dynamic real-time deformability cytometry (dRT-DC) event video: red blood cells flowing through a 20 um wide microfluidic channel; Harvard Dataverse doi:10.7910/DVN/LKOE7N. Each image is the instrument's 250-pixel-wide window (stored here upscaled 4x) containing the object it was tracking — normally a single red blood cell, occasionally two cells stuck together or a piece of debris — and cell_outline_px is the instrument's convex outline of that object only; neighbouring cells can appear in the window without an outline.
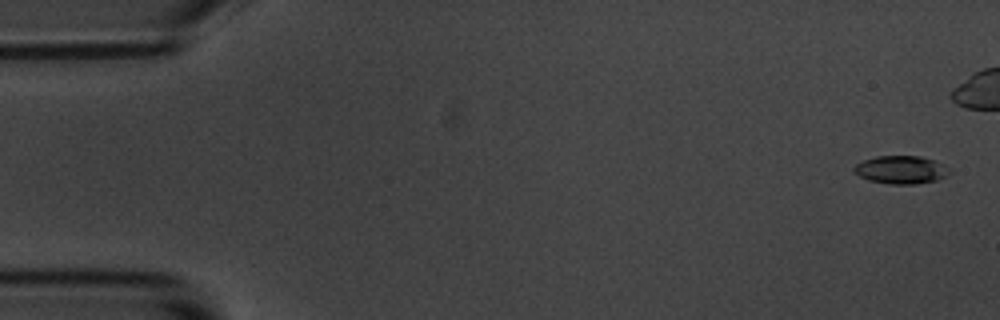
{"species": "common noctule bat (a hibernating species)", "species_latin": "Nyctalus noctula", "temperature_condition": "room temperature", "stored_images_in_passage": 9, "camera_frame_rate_fps": 3000, "um_per_image_px": 0.085, "animal": {"sex": "male", "body_mass_g": 20.1, "forearm_length_mm": 53.5}, "frame": {"image": 1, "passage_image": 1, "time_ms": 0.0, "image_size_px": [1000, 320], "cell_outline_px": [[952, 172], [936, 180], [916, 184], [892, 184], [868, 180], [860, 176], [852, 168], [856, 164], [864, 160], [876, 156], [920, 156], [944, 164], [952, 168]], "centroid_in_image_um": [76.62, 14.42], "position_along_channel_um": 8.4, "area_um2": 15.55}}
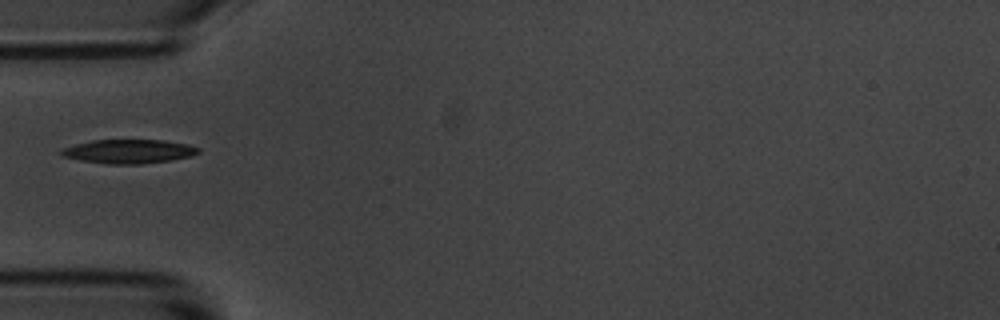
{"frame": {"image": 2, "passage_image": 7, "time_ms": 8.0, "image_size_px": [1000, 320], "cell_outline_px": [[200, 152], [192, 156], [172, 160], [140, 164], [108, 164], [80, 160], [64, 156], [60, 152], [64, 148], [76, 144], [92, 140], [164, 140], [188, 144], [200, 148]], "centroid_in_image_um": [11.0, 12.87], "position_along_channel_um": 74.0, "area_um2": 19.07}}
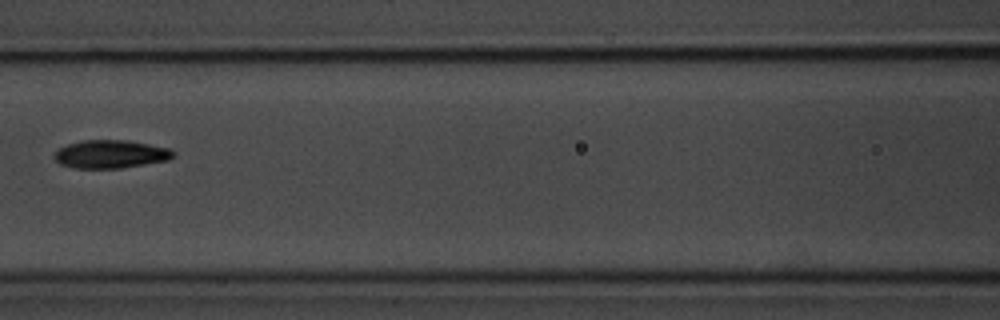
{"frame": {"image": 3, "passage_image": 9, "time_ms": 10.333, "image_size_px": [1000, 320], "cell_outline_px": [[176, 152], [168, 160], [120, 168], [72, 168], [60, 164], [52, 156], [60, 148], [68, 144], [84, 140], [128, 140], [172, 148]], "centroid_in_image_um": [9.42, 13.1], "position_along_channel_um": 157.2, "area_um2": 19.54}}